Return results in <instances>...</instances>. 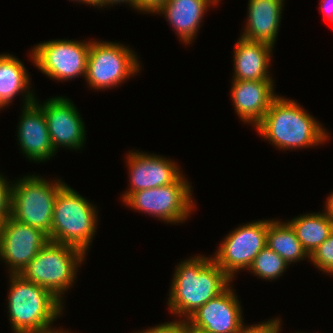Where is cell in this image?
<instances>
[{"label":"cell","mask_w":333,"mask_h":333,"mask_svg":"<svg viewBox=\"0 0 333 333\" xmlns=\"http://www.w3.org/2000/svg\"><path fill=\"white\" fill-rule=\"evenodd\" d=\"M320 11L323 12L328 21L333 23V0H321Z\"/></svg>","instance_id":"obj_29"},{"label":"cell","mask_w":333,"mask_h":333,"mask_svg":"<svg viewBox=\"0 0 333 333\" xmlns=\"http://www.w3.org/2000/svg\"><path fill=\"white\" fill-rule=\"evenodd\" d=\"M186 178L182 174L169 185L134 192L123 203L167 224H182L197 207L192 198V185Z\"/></svg>","instance_id":"obj_8"},{"label":"cell","mask_w":333,"mask_h":333,"mask_svg":"<svg viewBox=\"0 0 333 333\" xmlns=\"http://www.w3.org/2000/svg\"><path fill=\"white\" fill-rule=\"evenodd\" d=\"M61 333H72V332H70V331H66V330H64L63 332H61Z\"/></svg>","instance_id":"obj_35"},{"label":"cell","mask_w":333,"mask_h":333,"mask_svg":"<svg viewBox=\"0 0 333 333\" xmlns=\"http://www.w3.org/2000/svg\"><path fill=\"white\" fill-rule=\"evenodd\" d=\"M11 185L3 173L0 172V224L11 213Z\"/></svg>","instance_id":"obj_26"},{"label":"cell","mask_w":333,"mask_h":333,"mask_svg":"<svg viewBox=\"0 0 333 333\" xmlns=\"http://www.w3.org/2000/svg\"><path fill=\"white\" fill-rule=\"evenodd\" d=\"M267 246L281 256L288 265L309 258L289 222L271 219L267 229Z\"/></svg>","instance_id":"obj_22"},{"label":"cell","mask_w":333,"mask_h":333,"mask_svg":"<svg viewBox=\"0 0 333 333\" xmlns=\"http://www.w3.org/2000/svg\"><path fill=\"white\" fill-rule=\"evenodd\" d=\"M273 46L265 42L238 38L233 51V78L236 80H273L269 68Z\"/></svg>","instance_id":"obj_19"},{"label":"cell","mask_w":333,"mask_h":333,"mask_svg":"<svg viewBox=\"0 0 333 333\" xmlns=\"http://www.w3.org/2000/svg\"><path fill=\"white\" fill-rule=\"evenodd\" d=\"M274 80L232 79L231 100L239 119L255 127L264 117L275 94Z\"/></svg>","instance_id":"obj_16"},{"label":"cell","mask_w":333,"mask_h":333,"mask_svg":"<svg viewBox=\"0 0 333 333\" xmlns=\"http://www.w3.org/2000/svg\"><path fill=\"white\" fill-rule=\"evenodd\" d=\"M189 333H209V332H206L205 330H201L199 328L189 325Z\"/></svg>","instance_id":"obj_33"},{"label":"cell","mask_w":333,"mask_h":333,"mask_svg":"<svg viewBox=\"0 0 333 333\" xmlns=\"http://www.w3.org/2000/svg\"><path fill=\"white\" fill-rule=\"evenodd\" d=\"M138 60L134 50L122 43L90 40L84 79L88 87L95 91L113 89L141 71L142 66Z\"/></svg>","instance_id":"obj_7"},{"label":"cell","mask_w":333,"mask_h":333,"mask_svg":"<svg viewBox=\"0 0 333 333\" xmlns=\"http://www.w3.org/2000/svg\"><path fill=\"white\" fill-rule=\"evenodd\" d=\"M82 2L84 3V4H87V5H92V7L94 6V7H99V8H101V9H104L103 8V0H82Z\"/></svg>","instance_id":"obj_32"},{"label":"cell","mask_w":333,"mask_h":333,"mask_svg":"<svg viewBox=\"0 0 333 333\" xmlns=\"http://www.w3.org/2000/svg\"><path fill=\"white\" fill-rule=\"evenodd\" d=\"M331 194L327 197L325 202V209L322 211H325L326 214H328L332 220H333V192H330Z\"/></svg>","instance_id":"obj_31"},{"label":"cell","mask_w":333,"mask_h":333,"mask_svg":"<svg viewBox=\"0 0 333 333\" xmlns=\"http://www.w3.org/2000/svg\"><path fill=\"white\" fill-rule=\"evenodd\" d=\"M17 129V142L23 155L31 162H46L56 155L43 108L33 101L23 105Z\"/></svg>","instance_id":"obj_15"},{"label":"cell","mask_w":333,"mask_h":333,"mask_svg":"<svg viewBox=\"0 0 333 333\" xmlns=\"http://www.w3.org/2000/svg\"><path fill=\"white\" fill-rule=\"evenodd\" d=\"M269 222V219H263L240 225L217 247L212 258L232 280L239 271L248 270L254 258L267 246Z\"/></svg>","instance_id":"obj_10"},{"label":"cell","mask_w":333,"mask_h":333,"mask_svg":"<svg viewBox=\"0 0 333 333\" xmlns=\"http://www.w3.org/2000/svg\"><path fill=\"white\" fill-rule=\"evenodd\" d=\"M281 319L279 317L269 319L268 321L252 324L247 333H281ZM280 331V332H279Z\"/></svg>","instance_id":"obj_27"},{"label":"cell","mask_w":333,"mask_h":333,"mask_svg":"<svg viewBox=\"0 0 333 333\" xmlns=\"http://www.w3.org/2000/svg\"><path fill=\"white\" fill-rule=\"evenodd\" d=\"M309 260L315 269L333 275V233L309 256Z\"/></svg>","instance_id":"obj_24"},{"label":"cell","mask_w":333,"mask_h":333,"mask_svg":"<svg viewBox=\"0 0 333 333\" xmlns=\"http://www.w3.org/2000/svg\"><path fill=\"white\" fill-rule=\"evenodd\" d=\"M35 101L43 108L51 143L56 152L60 147L76 151L84 147L85 124L71 99L57 96L46 99L42 104L37 98Z\"/></svg>","instance_id":"obj_12"},{"label":"cell","mask_w":333,"mask_h":333,"mask_svg":"<svg viewBox=\"0 0 333 333\" xmlns=\"http://www.w3.org/2000/svg\"><path fill=\"white\" fill-rule=\"evenodd\" d=\"M8 318L13 333H61L53 323L63 315L64 305L49 290L9 274Z\"/></svg>","instance_id":"obj_3"},{"label":"cell","mask_w":333,"mask_h":333,"mask_svg":"<svg viewBox=\"0 0 333 333\" xmlns=\"http://www.w3.org/2000/svg\"><path fill=\"white\" fill-rule=\"evenodd\" d=\"M174 269L166 303L170 313L179 319H187L233 282L212 256L196 255L186 258L177 263Z\"/></svg>","instance_id":"obj_1"},{"label":"cell","mask_w":333,"mask_h":333,"mask_svg":"<svg viewBox=\"0 0 333 333\" xmlns=\"http://www.w3.org/2000/svg\"><path fill=\"white\" fill-rule=\"evenodd\" d=\"M85 258L86 254L81 249L49 240L19 274L49 290L65 304L64 292L73 286L78 267Z\"/></svg>","instance_id":"obj_5"},{"label":"cell","mask_w":333,"mask_h":333,"mask_svg":"<svg viewBox=\"0 0 333 333\" xmlns=\"http://www.w3.org/2000/svg\"><path fill=\"white\" fill-rule=\"evenodd\" d=\"M139 151L131 150L126 155L130 187L122 195V201L134 192L174 183L183 174L171 158Z\"/></svg>","instance_id":"obj_14"},{"label":"cell","mask_w":333,"mask_h":333,"mask_svg":"<svg viewBox=\"0 0 333 333\" xmlns=\"http://www.w3.org/2000/svg\"><path fill=\"white\" fill-rule=\"evenodd\" d=\"M177 319V320H176ZM174 321L161 323L135 333H189V323L187 319H178Z\"/></svg>","instance_id":"obj_25"},{"label":"cell","mask_w":333,"mask_h":333,"mask_svg":"<svg viewBox=\"0 0 333 333\" xmlns=\"http://www.w3.org/2000/svg\"><path fill=\"white\" fill-rule=\"evenodd\" d=\"M287 221L309 256L333 233V220L324 211L306 213Z\"/></svg>","instance_id":"obj_21"},{"label":"cell","mask_w":333,"mask_h":333,"mask_svg":"<svg viewBox=\"0 0 333 333\" xmlns=\"http://www.w3.org/2000/svg\"><path fill=\"white\" fill-rule=\"evenodd\" d=\"M217 4L216 0H167L155 14L165 16L181 42L189 45L197 38L205 13Z\"/></svg>","instance_id":"obj_17"},{"label":"cell","mask_w":333,"mask_h":333,"mask_svg":"<svg viewBox=\"0 0 333 333\" xmlns=\"http://www.w3.org/2000/svg\"><path fill=\"white\" fill-rule=\"evenodd\" d=\"M65 184L60 178L49 181L34 173L13 180L10 216L20 223L42 230L50 240L54 203L58 191Z\"/></svg>","instance_id":"obj_6"},{"label":"cell","mask_w":333,"mask_h":333,"mask_svg":"<svg viewBox=\"0 0 333 333\" xmlns=\"http://www.w3.org/2000/svg\"><path fill=\"white\" fill-rule=\"evenodd\" d=\"M70 1V0H69ZM71 1H75V2H78V3H82V0H71Z\"/></svg>","instance_id":"obj_34"},{"label":"cell","mask_w":333,"mask_h":333,"mask_svg":"<svg viewBox=\"0 0 333 333\" xmlns=\"http://www.w3.org/2000/svg\"><path fill=\"white\" fill-rule=\"evenodd\" d=\"M167 0H135V10L141 13H155Z\"/></svg>","instance_id":"obj_28"},{"label":"cell","mask_w":333,"mask_h":333,"mask_svg":"<svg viewBox=\"0 0 333 333\" xmlns=\"http://www.w3.org/2000/svg\"><path fill=\"white\" fill-rule=\"evenodd\" d=\"M97 207L65 184L54 203L50 241L81 249L86 255L98 226Z\"/></svg>","instance_id":"obj_4"},{"label":"cell","mask_w":333,"mask_h":333,"mask_svg":"<svg viewBox=\"0 0 333 333\" xmlns=\"http://www.w3.org/2000/svg\"><path fill=\"white\" fill-rule=\"evenodd\" d=\"M289 265L275 251L265 246L254 258L248 271L261 279L272 281L280 278Z\"/></svg>","instance_id":"obj_23"},{"label":"cell","mask_w":333,"mask_h":333,"mask_svg":"<svg viewBox=\"0 0 333 333\" xmlns=\"http://www.w3.org/2000/svg\"><path fill=\"white\" fill-rule=\"evenodd\" d=\"M285 0H248L247 19L241 38L274 47Z\"/></svg>","instance_id":"obj_18"},{"label":"cell","mask_w":333,"mask_h":333,"mask_svg":"<svg viewBox=\"0 0 333 333\" xmlns=\"http://www.w3.org/2000/svg\"><path fill=\"white\" fill-rule=\"evenodd\" d=\"M235 291L230 285L198 308L187 318L189 325L209 333H244L251 325L244 323L243 307Z\"/></svg>","instance_id":"obj_13"},{"label":"cell","mask_w":333,"mask_h":333,"mask_svg":"<svg viewBox=\"0 0 333 333\" xmlns=\"http://www.w3.org/2000/svg\"><path fill=\"white\" fill-rule=\"evenodd\" d=\"M48 241L42 230L8 216L0 224V260L8 265V273L19 274Z\"/></svg>","instance_id":"obj_11"},{"label":"cell","mask_w":333,"mask_h":333,"mask_svg":"<svg viewBox=\"0 0 333 333\" xmlns=\"http://www.w3.org/2000/svg\"><path fill=\"white\" fill-rule=\"evenodd\" d=\"M29 73L23 62L8 53L0 54V110L8 107L17 96H23V104L36 100L33 91L29 89L31 82ZM25 93V94H24Z\"/></svg>","instance_id":"obj_20"},{"label":"cell","mask_w":333,"mask_h":333,"mask_svg":"<svg viewBox=\"0 0 333 333\" xmlns=\"http://www.w3.org/2000/svg\"><path fill=\"white\" fill-rule=\"evenodd\" d=\"M280 150L313 148L329 141L330 134L295 100L278 96L254 128Z\"/></svg>","instance_id":"obj_2"},{"label":"cell","mask_w":333,"mask_h":333,"mask_svg":"<svg viewBox=\"0 0 333 333\" xmlns=\"http://www.w3.org/2000/svg\"><path fill=\"white\" fill-rule=\"evenodd\" d=\"M121 3L128 4L132 9H135V0H103V7H113L115 4L121 5Z\"/></svg>","instance_id":"obj_30"},{"label":"cell","mask_w":333,"mask_h":333,"mask_svg":"<svg viewBox=\"0 0 333 333\" xmlns=\"http://www.w3.org/2000/svg\"><path fill=\"white\" fill-rule=\"evenodd\" d=\"M90 41L53 39L31 48L30 59L47 77L54 81H69L85 77Z\"/></svg>","instance_id":"obj_9"}]
</instances>
